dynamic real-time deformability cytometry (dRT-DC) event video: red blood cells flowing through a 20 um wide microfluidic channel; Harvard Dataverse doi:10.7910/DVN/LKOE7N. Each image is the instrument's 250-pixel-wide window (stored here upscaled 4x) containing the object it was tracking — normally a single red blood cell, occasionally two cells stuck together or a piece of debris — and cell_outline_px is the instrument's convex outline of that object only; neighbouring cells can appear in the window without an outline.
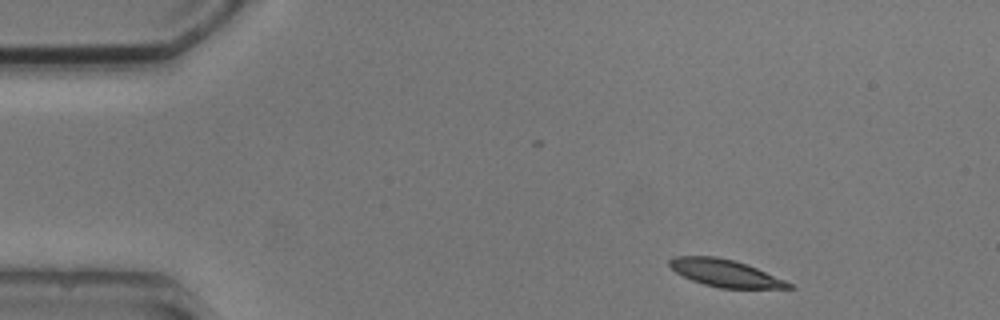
{"species": "common noctule bat (a hibernating species)", "species_latin": "Nyctalus noctula", "temperature_condition": "cold", "stored_images_in_passage": 3, "camera_frame_rate_fps": 3000, "um_per_image_px": 0.085, "animal": {"sex": "male", "body_mass_g": 20.5, "forearm_length_mm": 52.5}, "frame": {"image": 1, "passage_image": 1, "time_ms": 0.0, "image_size_px": [1000, 320], "cell_outline_px": [[796, 288], [720, 288], [704, 284], [692, 280], [676, 272], [668, 264], [668, 260], [672, 256], [716, 256], [732, 260], [756, 268], [784, 280], [792, 284]], "centroid_in_image_um": [61.6, 23.21], "position_along_channel_um": 23.4, "area_um2": 18.61}}